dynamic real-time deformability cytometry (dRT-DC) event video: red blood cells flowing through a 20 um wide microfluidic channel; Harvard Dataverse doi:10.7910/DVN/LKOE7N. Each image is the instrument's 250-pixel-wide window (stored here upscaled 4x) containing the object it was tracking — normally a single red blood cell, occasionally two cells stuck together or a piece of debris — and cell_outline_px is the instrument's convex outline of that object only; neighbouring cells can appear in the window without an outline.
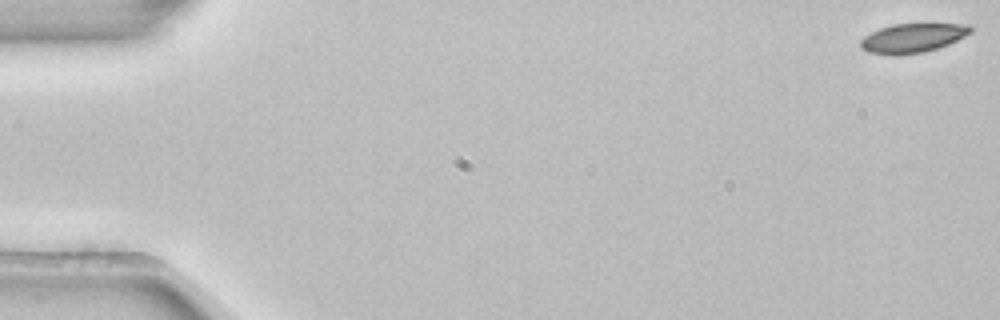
{"species": "common noctule bat (a hibernating species)", "species_latin": "Nyctalus noctula", "temperature_condition": "room temperature", "stored_images_in_passage": 4, "camera_frame_rate_fps": 3000, "um_per_image_px": 0.085, "animal": {"sex": "female", "body_mass_g": 22.7, "forearm_length_mm": 54.2}, "frame": {"image": 1, "passage_image": 1, "time_ms": 0.0, "image_size_px": [1000, 320], "cell_outline_px": [[972, 32], [948, 44], [924, 52], [868, 52], [860, 48], [860, 40], [864, 36], [880, 28], [892, 24], [968, 24], [972, 28]], "centroid_in_image_um": [77.6, 3.18], "position_along_channel_um": 7.4, "area_um2": 17.86}}
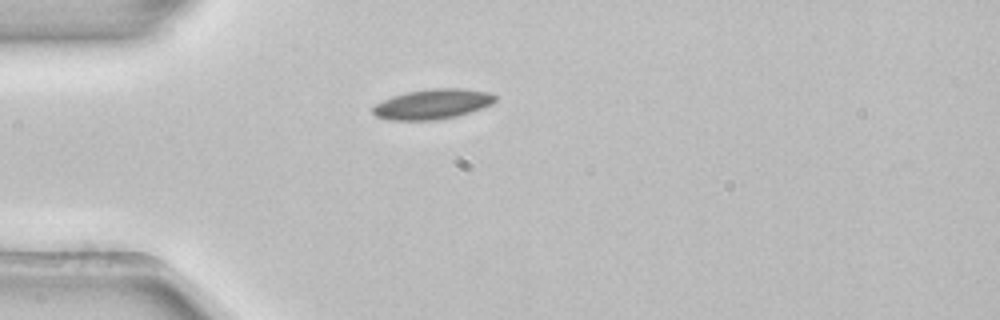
{"frame": {"image": 2, "passage_image": 4, "time_ms": 1.0, "image_size_px": [1000, 320], "cell_outline_px": [[496, 100], [492, 104], [456, 116], [436, 120], [388, 120], [376, 116], [372, 112], [372, 108], [376, 104], [392, 96], [408, 92], [432, 88], [460, 88], [488, 92], [496, 96]], "centroid_in_image_um": [36.75, 8.85], "position_along_channel_um": 48.3, "area_um2": 21.21}}